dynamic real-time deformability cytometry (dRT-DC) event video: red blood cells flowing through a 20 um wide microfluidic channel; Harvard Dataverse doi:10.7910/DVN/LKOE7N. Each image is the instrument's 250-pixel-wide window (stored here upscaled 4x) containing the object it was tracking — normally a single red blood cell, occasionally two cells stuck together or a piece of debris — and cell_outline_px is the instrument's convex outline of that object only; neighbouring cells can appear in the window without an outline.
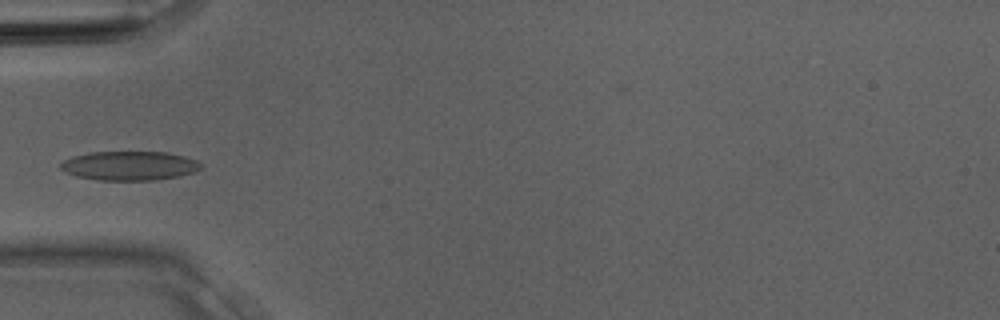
{"species": "Egyptian fruit bat (a non-hibernating species)", "species_latin": "Rousettus aegyptiacus", "temperature_condition": "room temperature", "stored_images_in_passage": 2, "camera_frame_rate_fps": 3000, "um_per_image_px": 0.085, "animal": {"sex": "male"}, "frame": {"image": 1, "passage_image": 2, "time_ms": 0.333, "image_size_px": [1000, 320], "cell_outline_px": [[204, 164], [196, 172], [180, 176], [156, 180], [96, 180], [76, 176], [64, 172], [60, 168], [60, 164], [64, 160], [72, 156], [92, 152], [164, 152], [184, 156], [196, 160]], "centroid_in_image_um": [11.01, 14.09], "position_along_channel_um": 74.0, "area_um2": 23.99}}